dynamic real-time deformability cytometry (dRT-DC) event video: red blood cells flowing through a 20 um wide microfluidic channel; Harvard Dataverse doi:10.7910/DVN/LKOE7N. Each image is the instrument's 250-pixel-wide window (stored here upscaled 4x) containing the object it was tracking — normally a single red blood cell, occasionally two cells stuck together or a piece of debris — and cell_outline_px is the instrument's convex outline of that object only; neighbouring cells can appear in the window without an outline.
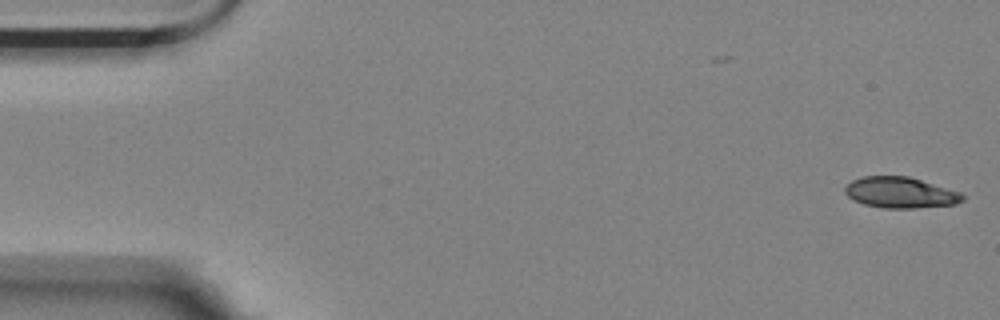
{"species": "Egyptian fruit bat (a non-hibernating species)", "species_latin": "Rousettus aegyptiacus", "temperature_condition": "room temperature", "stored_images_in_passage": 55, "camera_frame_rate_fps": 3000, "um_per_image_px": 0.085, "animal": {"sex": "female"}, "frame": {"image": 1, "passage_image": 1, "time_ms": 0.0, "image_size_px": [1000, 320], "cell_outline_px": [[964, 200], [956, 204], [912, 208], [884, 208], [864, 204], [852, 200], [844, 192], [844, 188], [852, 180], [864, 176], [908, 176], [960, 192], [964, 196]], "centroid_in_image_um": [76.51, 16.37], "position_along_channel_um": 8.5, "area_um2": 21.1}}
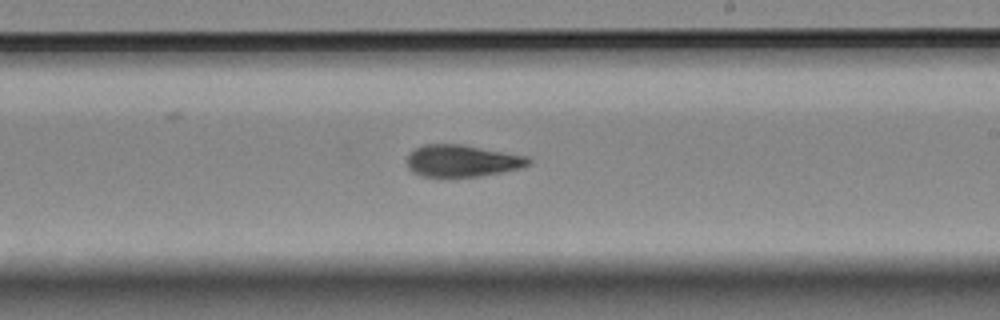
{"frame": {"image": 2, "passage_image": 32, "time_ms": 10.333, "image_size_px": [1000, 320], "cell_outline_px": [[532, 160], [528, 164], [520, 168], [500, 172], [476, 176], [420, 176], [412, 172], [408, 168], [408, 156], [416, 148], [424, 144], [460, 144], [528, 156]], "centroid_in_image_um": [39.27, 13.66], "position_along_channel_um": 249.7, "area_um2": 22.25}}
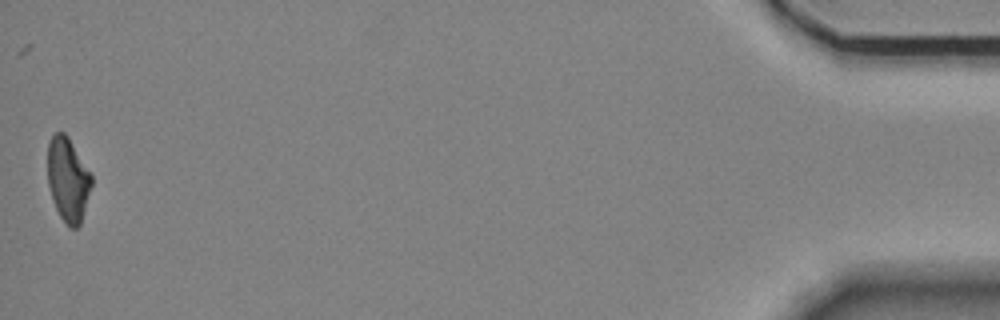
{"frame": {"image": 3, "passage_image": 55, "time_ms": 18.0, "image_size_px": [1000, 320], "cell_outline_px": [[92, 184], [80, 224], [76, 228], [68, 228], [60, 216], [52, 200], [48, 184], [48, 140], [56, 132], [64, 132], [68, 136], [92, 176]], "centroid_in_image_um": [5.76, 15.26], "position_along_channel_um": 429.4, "area_um2": 21.39}, "authors_computed_cell_mechanics": {"area_um2": 22.5998, "velocity_mm_per_s": 3.5636, "shape_relaxation_time_tau1_ms": 9.8714, "shape_relaxation_time_tau2_ms": 5.2019, "deformation_change_tau1": 0.233, "deformation_change_tau2": 0.1203}}